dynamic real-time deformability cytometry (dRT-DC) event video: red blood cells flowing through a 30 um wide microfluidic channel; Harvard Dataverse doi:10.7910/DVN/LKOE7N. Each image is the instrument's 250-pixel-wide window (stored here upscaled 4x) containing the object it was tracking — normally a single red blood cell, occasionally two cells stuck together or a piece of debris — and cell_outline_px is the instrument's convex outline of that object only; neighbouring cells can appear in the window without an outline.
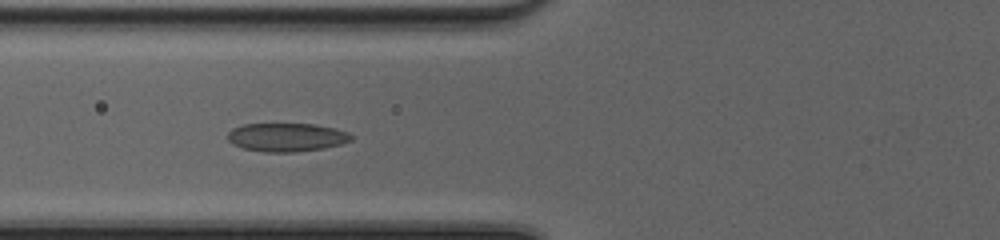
{"species": "common noctule bat (a hibernating species)", "species_latin": "Nyctalus noctula", "temperature_condition": "cold", "stored_images_in_passage": 36, "camera_frame_rate_fps": 3000, "um_per_image_px": 0.085, "animal": {"sex": "female", "body_mass_g": 20.0, "forearm_length_mm": 54.0}, "frame": {"image": 1, "passage_image": 7, "time_ms": 2.0, "image_size_px": [1000, 240], "cell_outline_px": [[352, 140], [340, 144], [324, 148], [296, 152], [264, 152], [244, 148], [232, 144], [228, 140], [228, 132], [232, 128], [244, 124], [316, 124], [336, 128], [348, 132], [352, 136]], "centroid_in_image_um": [24.37, 11.66], "position_along_channel_um": 101.4, "area_um2": 20.58}}
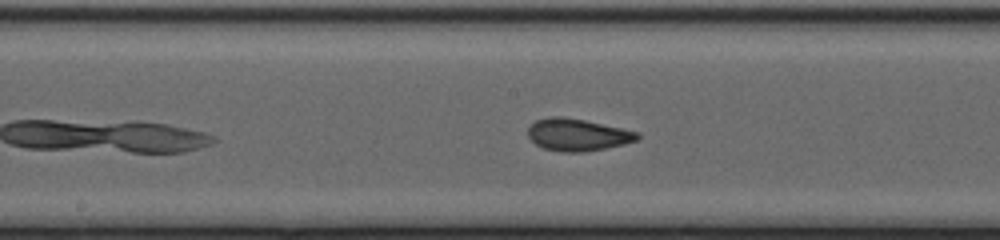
{"frame": {"image": 2, "passage_image": 14, "time_ms": 4.333, "image_size_px": [1000, 240], "cell_outline_px": [[640, 136], [636, 140], [624, 144], [604, 148], [580, 152], [564, 152], [544, 148], [536, 144], [528, 136], [528, 128], [536, 120], [548, 116], [560, 116], [584, 120], [640, 132]], "centroid_in_image_um": [49.08, 11.44], "position_along_channel_um": 199.1, "area_um2": 20.29}}
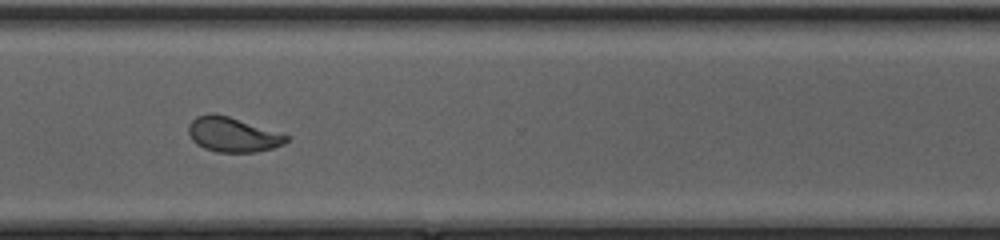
{"frame": {"image": 3, "passage_image": 25, "time_ms": 8.0, "image_size_px": [1000, 240], "cell_outline_px": [[288, 140], [284, 144], [272, 148], [256, 152], [216, 152], [204, 148], [196, 144], [192, 140], [188, 132], [188, 124], [196, 116], [208, 112], [216, 112], [288, 136]], "centroid_in_image_um": [19.7, 11.43], "position_along_channel_um": 350.9, "area_um2": 19.71}, "authors_computed_cell_mechanics": {"area_um2": 20.3456, "velocity_mm_per_s": 4.1559, "shape_relaxation_time_tau1_ms": 4.7685, "shape_relaxation_time_tau2_ms": 0.8762, "deformation_change_tau1": 0.157, "deformation_change_tau2": 0.058}}